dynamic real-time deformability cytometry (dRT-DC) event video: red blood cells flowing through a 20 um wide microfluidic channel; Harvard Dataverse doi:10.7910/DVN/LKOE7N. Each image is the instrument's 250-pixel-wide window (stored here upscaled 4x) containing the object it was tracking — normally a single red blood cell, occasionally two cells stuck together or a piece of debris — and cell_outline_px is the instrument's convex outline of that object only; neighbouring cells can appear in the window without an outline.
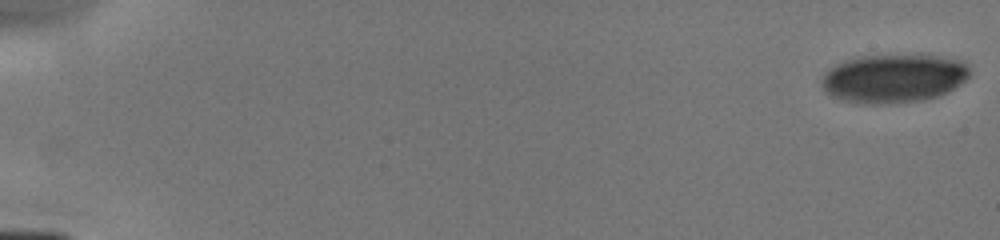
{"species": "human", "species_latin": "Homo sapiens", "temperature_condition": "cold", "stored_images_in_passage": 6, "camera_frame_rate_fps": 3000, "um_per_image_px": 0.085, "donor": {"sex": "male"}, "frame": {"image": 1, "passage_image": 1, "time_ms": 0.0, "image_size_px": [1000, 240], "cell_outline_px": [[968, 76], [960, 84], [948, 92], [940, 96], [924, 100], [888, 104], [856, 104], [832, 96], [824, 92], [820, 80], [824, 72], [828, 68], [844, 60], [860, 56], [920, 52], [960, 60], [968, 68]], "centroid_in_image_um": [75.92, 6.63], "position_along_channel_um": 9.1, "area_um2": 43.23}}
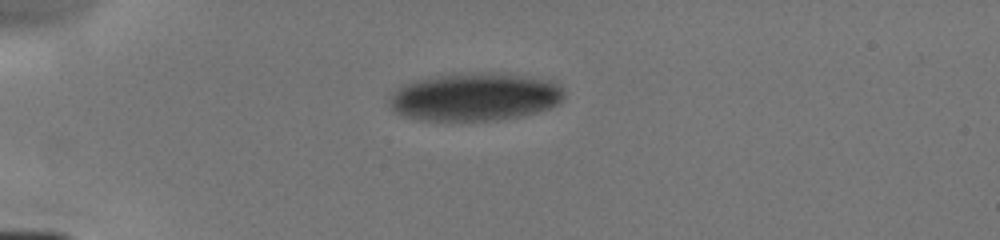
{"frame": {"image": 2, "passage_image": 5, "time_ms": 4.333, "image_size_px": [1000, 240], "cell_outline_px": [[564, 96], [556, 104], [548, 108], [524, 116], [500, 120], [424, 120], [404, 116], [396, 112], [388, 104], [388, 96], [396, 88], [404, 84], [416, 80], [436, 76], [480, 72], [488, 72], [528, 76], [552, 80], [560, 84], [564, 88]], "centroid_in_image_um": [40.37, 8.23], "position_along_channel_um": 44.6, "area_um2": 49.07}}